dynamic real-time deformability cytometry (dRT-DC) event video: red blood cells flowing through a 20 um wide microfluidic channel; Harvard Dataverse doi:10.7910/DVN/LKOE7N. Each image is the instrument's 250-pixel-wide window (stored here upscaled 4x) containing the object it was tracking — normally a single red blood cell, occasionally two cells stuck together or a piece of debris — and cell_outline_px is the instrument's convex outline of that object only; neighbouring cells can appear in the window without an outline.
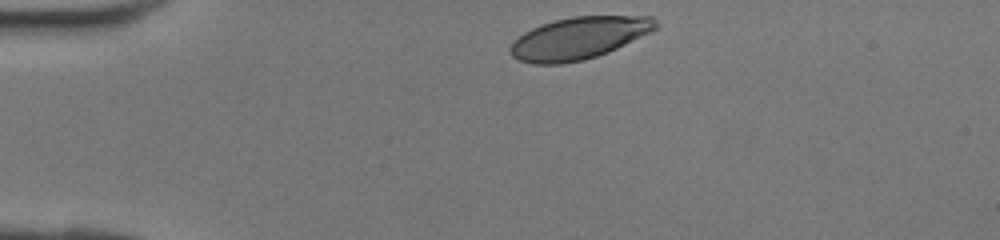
{"species": "human", "species_latin": "Homo sapiens", "temperature_condition": "room temperature", "stored_images_in_passage": 28, "camera_frame_rate_fps": 3000, "um_per_image_px": 0.085, "donor": {"sex": "female"}, "frame": {"image": 1, "passage_image": 1, "time_ms": 0.0, "image_size_px": [1000, 240], "cell_outline_px": [[660, 24], [652, 32], [608, 52], [584, 60], [560, 64], [532, 64], [520, 60], [512, 56], [508, 52], [508, 48], [524, 32], [540, 24], [572, 16], [652, 16]], "centroid_in_image_um": [49.22, 3.24], "position_along_channel_um": 35.8, "area_um2": 35.78}}
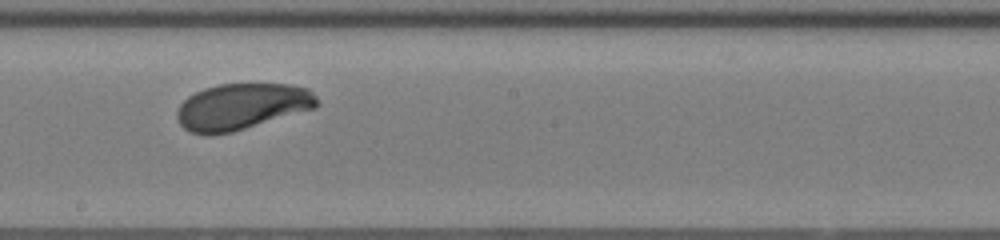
{"frame": {"image": 2, "passage_image": 16, "time_ms": 5.0, "image_size_px": [1000, 240], "cell_outline_px": [[320, 104], [316, 108], [232, 132], [208, 136], [188, 132], [180, 124], [176, 116], [176, 112], [180, 104], [188, 96], [204, 88], [220, 84], [288, 84], [308, 88], [316, 96]], "centroid_in_image_um": [20.54, 9.07], "position_along_channel_um": 227.7, "area_um2": 37.97}}
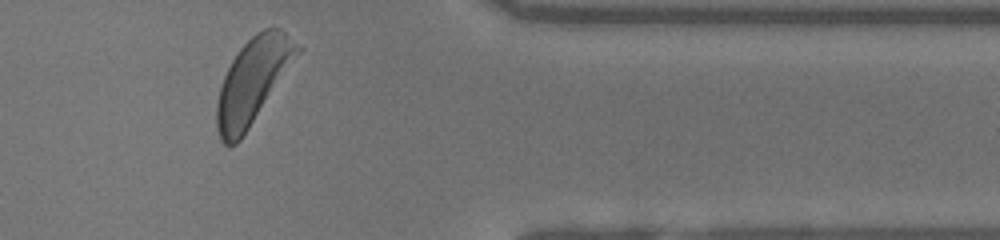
{"frame": {"image": 3, "passage_image": 27, "time_ms": 8.667, "image_size_px": [1000, 240], "cell_outline_px": [[292, 52], [248, 128], [240, 140], [236, 144], [224, 144], [220, 140], [216, 128], [216, 104], [220, 88], [224, 76], [232, 60], [240, 48], [256, 32], [264, 28], [280, 28], [284, 32], [292, 48]], "centroid_in_image_um": [21.23, 6.97], "position_along_channel_um": 390.2, "area_um2": 35.95}}